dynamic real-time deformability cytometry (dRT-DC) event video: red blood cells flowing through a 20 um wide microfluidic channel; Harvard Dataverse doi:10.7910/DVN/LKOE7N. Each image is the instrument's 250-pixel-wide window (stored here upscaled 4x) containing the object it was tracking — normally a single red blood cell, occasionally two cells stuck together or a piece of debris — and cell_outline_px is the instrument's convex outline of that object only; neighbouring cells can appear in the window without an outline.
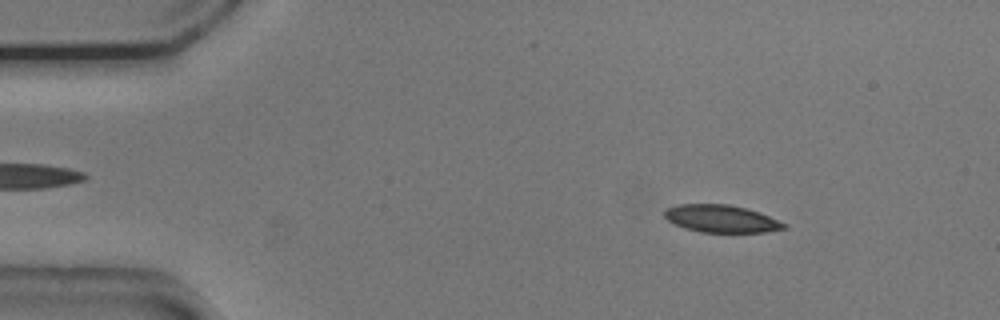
{"species": "common noctule bat (a hibernating species)", "species_latin": "Nyctalus noctula", "temperature_condition": "cold", "stored_images_in_passage": 47, "camera_frame_rate_fps": 3000, "um_per_image_px": 0.085, "animal": {"sex": "male", "body_mass_g": 20.5, "forearm_length_mm": 52.5}, "frame": {"image": 1, "passage_image": 1, "time_ms": 0.0, "image_size_px": [1000, 320], "cell_outline_px": [[788, 228], [764, 232], [700, 232], [684, 228], [668, 220], [664, 216], [664, 212], [668, 208], [680, 204], [728, 204], [744, 208], [768, 216], [788, 224]], "centroid_in_image_um": [61.31, 18.6], "position_along_channel_um": 23.7, "area_um2": 18.9}}
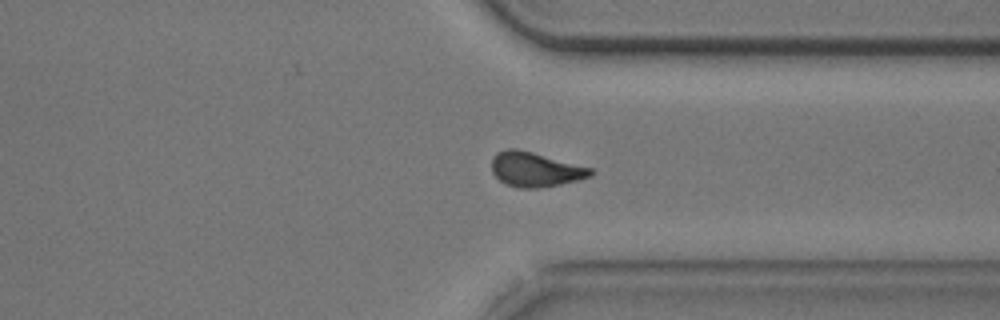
{"frame": {"image": 2, "passage_image": 34, "time_ms": 11.0, "image_size_px": [1000, 320], "cell_outline_px": [[592, 176], [560, 184], [540, 188], [520, 188], [504, 184], [492, 172], [492, 156], [496, 152], [508, 148], [516, 148], [532, 152], [592, 168]], "centroid_in_image_um": [45.45, 14.4], "position_along_channel_um": 365.9, "area_um2": 19.88}}
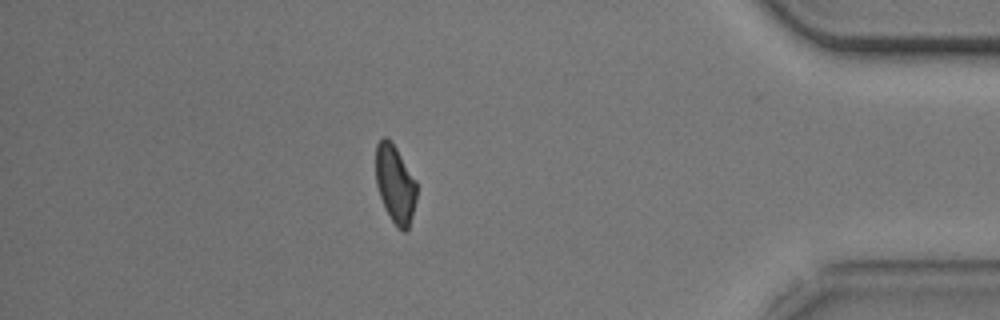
{"frame": {"image": 3, "passage_image": 40, "time_ms": 13.0, "image_size_px": [1000, 320], "cell_outline_px": [[416, 200], [408, 228], [404, 232], [396, 228], [384, 208], [376, 184], [376, 144], [384, 136], [396, 148], [416, 180]], "centroid_in_image_um": [33.58, 15.68], "position_along_channel_um": 401.6, "area_um2": 18.44}, "authors_computed_cell_mechanics": {"area_um2": 20.3456, "velocity_mm_per_s": 3.76, "shape_relaxation_time_tau1_ms": 3.372, "shape_relaxation_time_tau2_ms": null, "deformation_change_tau1": 0.1128, "deformation_change_tau2": null}}